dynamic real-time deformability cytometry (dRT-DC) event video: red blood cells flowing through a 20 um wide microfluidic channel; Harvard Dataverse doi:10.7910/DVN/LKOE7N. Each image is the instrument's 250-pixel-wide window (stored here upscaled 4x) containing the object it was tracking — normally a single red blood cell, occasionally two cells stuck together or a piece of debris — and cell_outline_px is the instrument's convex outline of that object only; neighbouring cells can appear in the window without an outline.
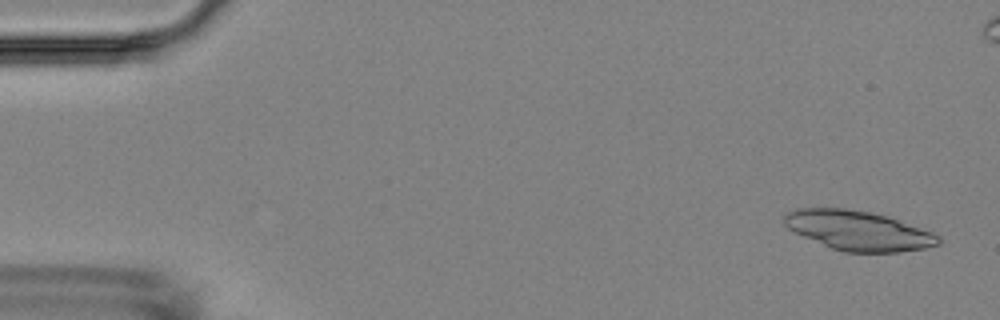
{"species": "Egyptian fruit bat (a non-hibernating species)", "species_latin": "Rousettus aegyptiacus", "temperature_condition": "room temperature", "stored_images_in_passage": 5, "camera_frame_rate_fps": 3000, "um_per_image_px": 0.085, "animal": {"sex": "female"}, "frame": {"image": 1, "passage_image": 1, "time_ms": 0.0, "image_size_px": [1000, 320], "cell_outline_px": [[940, 244], [924, 248], [900, 252], [844, 252], [832, 248], [804, 236], [788, 228], [784, 224], [784, 216], [788, 212], [796, 208], [844, 208], [868, 212], [888, 216], [932, 232], [940, 236]], "centroid_in_image_um": [72.97, 19.6], "position_along_channel_um": 12.0, "area_um2": 35.2}}